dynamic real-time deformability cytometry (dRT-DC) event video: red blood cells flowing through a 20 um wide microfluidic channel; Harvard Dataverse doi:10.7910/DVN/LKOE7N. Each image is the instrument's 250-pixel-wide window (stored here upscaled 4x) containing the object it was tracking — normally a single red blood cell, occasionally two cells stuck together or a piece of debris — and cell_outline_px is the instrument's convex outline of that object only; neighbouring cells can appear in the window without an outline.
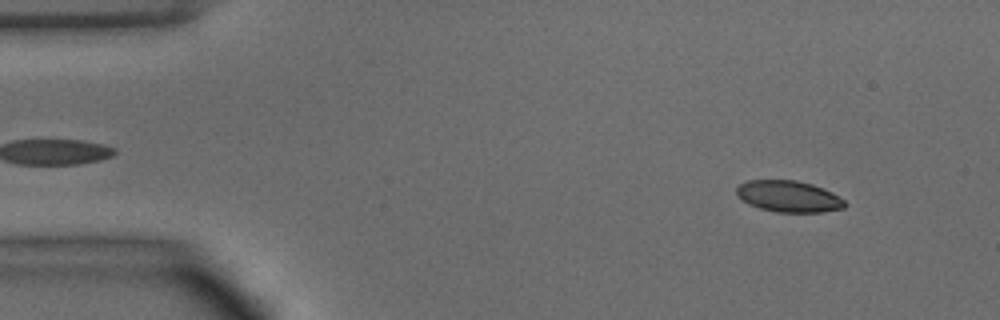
{"species": "common noctule bat (a hibernating species)", "species_latin": "Nyctalus noctula", "temperature_condition": "warm", "stored_images_in_passage": 48, "camera_frame_rate_fps": 3000, "um_per_image_px": 0.085, "animal": {"sex": "male", "body_mass_g": 15.6}, "frame": {"image": 1, "passage_image": 4, "time_ms": 1.0, "image_size_px": [1000, 320], "cell_outline_px": [[848, 204], [844, 208], [824, 212], [776, 212], [760, 208], [748, 204], [736, 196], [736, 188], [740, 184], [748, 180], [796, 180], [812, 184], [824, 188], [832, 192], [844, 200]], "centroid_in_image_um": [67.04, 16.69], "position_along_channel_um": 18.0, "area_um2": 20.0}}
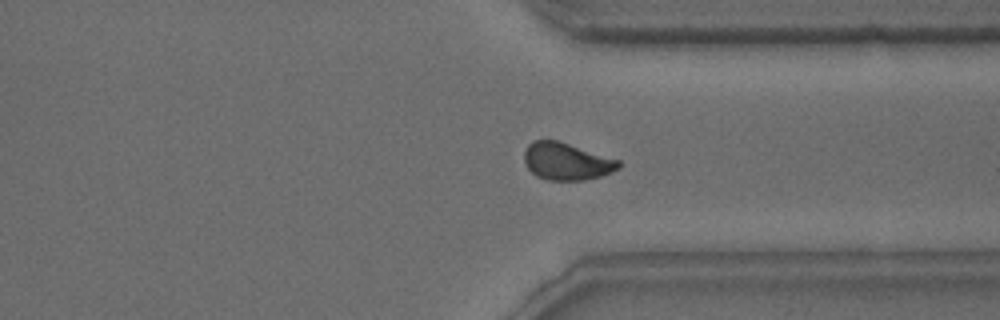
{"frame": {"image": 2, "passage_image": 36, "time_ms": 11.667, "image_size_px": [1000, 320], "cell_outline_px": [[620, 168], [612, 172], [600, 176], [584, 180], [548, 180], [536, 176], [528, 168], [524, 160], [524, 152], [528, 144], [532, 140], [556, 140], [620, 160]], "centroid_in_image_um": [48.15, 13.72], "position_along_channel_um": 363.3, "area_um2": 20.4}}
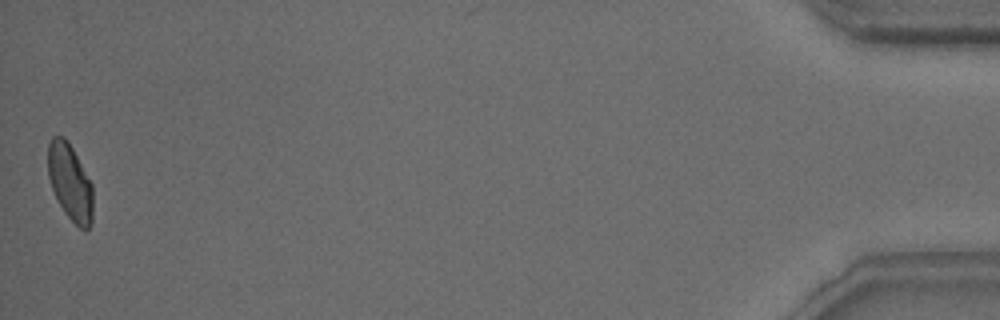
{"frame": {"image": 3, "passage_image": 48, "time_ms": 15.667, "image_size_px": [1000, 320], "cell_outline_px": [[92, 220], [88, 228], [80, 228], [64, 212], [52, 188], [48, 176], [48, 144], [52, 136], [64, 136], [68, 140], [92, 184]], "centroid_in_image_um": [5.94, 15.44], "position_along_channel_um": 429.3, "area_um2": 19.77}, "authors_computed_cell_mechanics": {"area_um2": 20.6635, "velocity_mm_per_s": 4.0592, "shape_relaxation_time_tau1_ms": 2.6577, "shape_relaxation_time_tau2_ms": 2.2126, "deformation_change_tau1": 0.1043, "deformation_change_tau2": 0.0637}}